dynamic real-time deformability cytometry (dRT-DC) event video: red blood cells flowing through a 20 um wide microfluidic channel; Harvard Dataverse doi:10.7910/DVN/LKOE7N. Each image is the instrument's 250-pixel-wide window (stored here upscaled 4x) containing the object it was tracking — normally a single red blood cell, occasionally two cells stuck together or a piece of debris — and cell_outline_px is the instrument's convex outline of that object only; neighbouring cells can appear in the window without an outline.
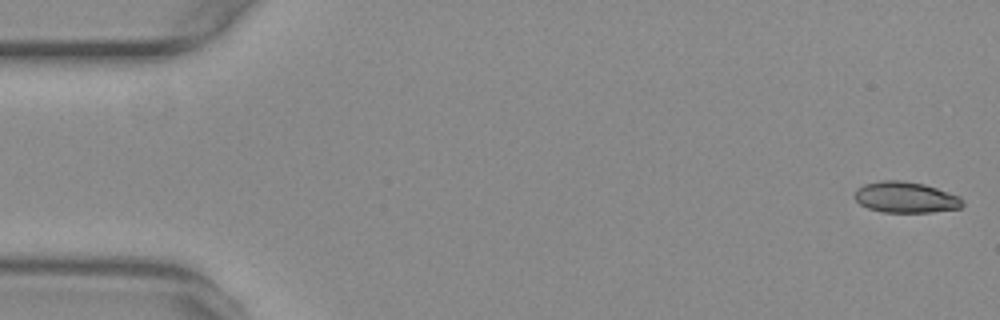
{"species": "common noctule bat (a hibernating species)", "species_latin": "Nyctalus noctula", "temperature_condition": "warm", "stored_images_in_passage": 33, "camera_frame_rate_fps": 3000, "um_per_image_px": 0.085, "animal": {"sex": "female", "body_mass_g": 29.2, "forearm_length_mm": 56.3}, "frame": {"image": 1, "passage_image": 1, "time_ms": 0.0, "image_size_px": [1000, 320], "cell_outline_px": [[964, 204], [960, 208], [932, 212], [884, 212], [868, 208], [860, 204], [852, 196], [856, 188], [864, 184], [884, 180], [900, 180], [924, 184], [960, 196], [964, 200]], "centroid_in_image_um": [76.97, 16.77], "position_along_channel_um": 8.0, "area_um2": 19.59}}
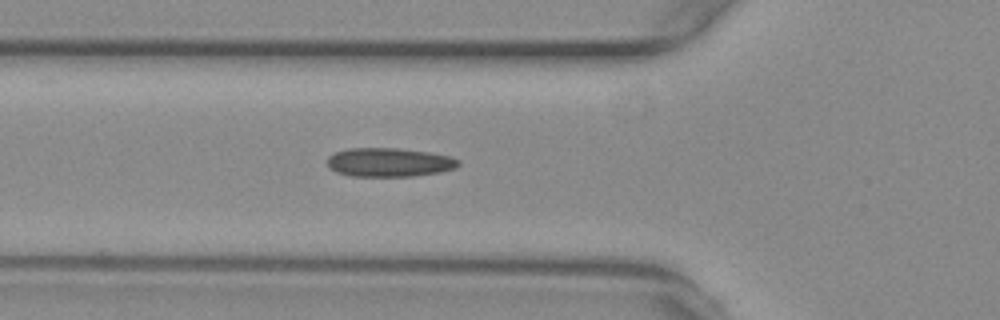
{"frame": {"image": 2, "passage_image": 19, "time_ms": 6.0, "image_size_px": [1000, 320], "cell_outline_px": [[460, 164], [456, 168], [440, 172], [412, 176], [352, 176], [336, 172], [328, 164], [328, 156], [336, 152], [348, 148], [396, 148], [428, 152], [448, 156], [460, 160]], "centroid_in_image_um": [33.1, 13.79], "position_along_channel_um": 92.7, "area_um2": 21.91}}
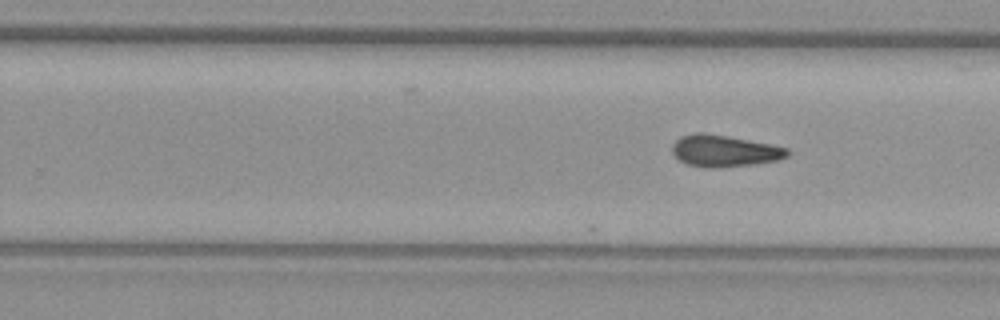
{"frame": {"image": 3, "passage_image": 33, "time_ms": 10.667, "image_size_px": [1000, 320], "cell_outline_px": [[788, 156], [776, 160], [756, 164], [716, 168], [704, 168], [688, 164], [680, 160], [672, 152], [672, 144], [680, 136], [696, 132], [704, 132], [728, 136], [788, 148]], "centroid_in_image_um": [61.53, 12.83], "position_along_channel_um": 268.3, "area_um2": 21.21}}